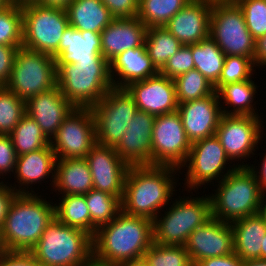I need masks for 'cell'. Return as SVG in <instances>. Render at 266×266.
<instances>
[{
	"label": "cell",
	"instance_id": "cell-12",
	"mask_svg": "<svg viewBox=\"0 0 266 266\" xmlns=\"http://www.w3.org/2000/svg\"><path fill=\"white\" fill-rule=\"evenodd\" d=\"M228 162L230 163V159L215 135L191 143L188 157L182 165L183 168L186 166L188 169H186L185 183H183L185 188L187 186V189H190L188 190L190 193V191L197 190L201 188V185H206V183L208 185V183L212 184L214 180L216 182L221 181L230 172L239 167V162L236 165L233 163V165H228V167L232 166L231 169L229 167L225 171L228 168Z\"/></svg>",
	"mask_w": 266,
	"mask_h": 266
},
{
	"label": "cell",
	"instance_id": "cell-45",
	"mask_svg": "<svg viewBox=\"0 0 266 266\" xmlns=\"http://www.w3.org/2000/svg\"><path fill=\"white\" fill-rule=\"evenodd\" d=\"M140 0H101L114 19L137 17Z\"/></svg>",
	"mask_w": 266,
	"mask_h": 266
},
{
	"label": "cell",
	"instance_id": "cell-11",
	"mask_svg": "<svg viewBox=\"0 0 266 266\" xmlns=\"http://www.w3.org/2000/svg\"><path fill=\"white\" fill-rule=\"evenodd\" d=\"M95 121L97 143L115 147L138 111L134 97L126 88H111L90 108Z\"/></svg>",
	"mask_w": 266,
	"mask_h": 266
},
{
	"label": "cell",
	"instance_id": "cell-55",
	"mask_svg": "<svg viewBox=\"0 0 266 266\" xmlns=\"http://www.w3.org/2000/svg\"><path fill=\"white\" fill-rule=\"evenodd\" d=\"M259 214L263 217L264 221L266 222V201L263 198L260 204Z\"/></svg>",
	"mask_w": 266,
	"mask_h": 266
},
{
	"label": "cell",
	"instance_id": "cell-19",
	"mask_svg": "<svg viewBox=\"0 0 266 266\" xmlns=\"http://www.w3.org/2000/svg\"><path fill=\"white\" fill-rule=\"evenodd\" d=\"M126 89L134 97L138 110L159 116L178 109L174 80L160 73L133 82Z\"/></svg>",
	"mask_w": 266,
	"mask_h": 266
},
{
	"label": "cell",
	"instance_id": "cell-61",
	"mask_svg": "<svg viewBox=\"0 0 266 266\" xmlns=\"http://www.w3.org/2000/svg\"><path fill=\"white\" fill-rule=\"evenodd\" d=\"M207 1H211V2H222V1H229V0H207Z\"/></svg>",
	"mask_w": 266,
	"mask_h": 266
},
{
	"label": "cell",
	"instance_id": "cell-53",
	"mask_svg": "<svg viewBox=\"0 0 266 266\" xmlns=\"http://www.w3.org/2000/svg\"><path fill=\"white\" fill-rule=\"evenodd\" d=\"M117 266H148V264H147L144 256H142L139 258L131 259V260L126 261V262H122V263L118 264Z\"/></svg>",
	"mask_w": 266,
	"mask_h": 266
},
{
	"label": "cell",
	"instance_id": "cell-32",
	"mask_svg": "<svg viewBox=\"0 0 266 266\" xmlns=\"http://www.w3.org/2000/svg\"><path fill=\"white\" fill-rule=\"evenodd\" d=\"M58 199L59 203H54L55 218L64 225L81 229L91 235V216L85 195H62Z\"/></svg>",
	"mask_w": 266,
	"mask_h": 266
},
{
	"label": "cell",
	"instance_id": "cell-20",
	"mask_svg": "<svg viewBox=\"0 0 266 266\" xmlns=\"http://www.w3.org/2000/svg\"><path fill=\"white\" fill-rule=\"evenodd\" d=\"M219 102L218 94L214 91L204 98L179 103L177 111L191 143L215 135L222 117Z\"/></svg>",
	"mask_w": 266,
	"mask_h": 266
},
{
	"label": "cell",
	"instance_id": "cell-17",
	"mask_svg": "<svg viewBox=\"0 0 266 266\" xmlns=\"http://www.w3.org/2000/svg\"><path fill=\"white\" fill-rule=\"evenodd\" d=\"M184 246L193 265L202 259L232 254L234 244L231 224L212 217L190 234Z\"/></svg>",
	"mask_w": 266,
	"mask_h": 266
},
{
	"label": "cell",
	"instance_id": "cell-13",
	"mask_svg": "<svg viewBox=\"0 0 266 266\" xmlns=\"http://www.w3.org/2000/svg\"><path fill=\"white\" fill-rule=\"evenodd\" d=\"M191 149L178 111L155 116L152 134V165L181 170Z\"/></svg>",
	"mask_w": 266,
	"mask_h": 266
},
{
	"label": "cell",
	"instance_id": "cell-46",
	"mask_svg": "<svg viewBox=\"0 0 266 266\" xmlns=\"http://www.w3.org/2000/svg\"><path fill=\"white\" fill-rule=\"evenodd\" d=\"M0 266H40L31 251L5 250Z\"/></svg>",
	"mask_w": 266,
	"mask_h": 266
},
{
	"label": "cell",
	"instance_id": "cell-39",
	"mask_svg": "<svg viewBox=\"0 0 266 266\" xmlns=\"http://www.w3.org/2000/svg\"><path fill=\"white\" fill-rule=\"evenodd\" d=\"M25 113V101L0 86V135H9Z\"/></svg>",
	"mask_w": 266,
	"mask_h": 266
},
{
	"label": "cell",
	"instance_id": "cell-49",
	"mask_svg": "<svg viewBox=\"0 0 266 266\" xmlns=\"http://www.w3.org/2000/svg\"><path fill=\"white\" fill-rule=\"evenodd\" d=\"M194 266H243V260L233 252L222 257L202 259Z\"/></svg>",
	"mask_w": 266,
	"mask_h": 266
},
{
	"label": "cell",
	"instance_id": "cell-29",
	"mask_svg": "<svg viewBox=\"0 0 266 266\" xmlns=\"http://www.w3.org/2000/svg\"><path fill=\"white\" fill-rule=\"evenodd\" d=\"M65 9L69 25L79 31L101 33L114 20L101 0H72Z\"/></svg>",
	"mask_w": 266,
	"mask_h": 266
},
{
	"label": "cell",
	"instance_id": "cell-52",
	"mask_svg": "<svg viewBox=\"0 0 266 266\" xmlns=\"http://www.w3.org/2000/svg\"><path fill=\"white\" fill-rule=\"evenodd\" d=\"M72 0H32V2L44 6L66 7Z\"/></svg>",
	"mask_w": 266,
	"mask_h": 266
},
{
	"label": "cell",
	"instance_id": "cell-28",
	"mask_svg": "<svg viewBox=\"0 0 266 266\" xmlns=\"http://www.w3.org/2000/svg\"><path fill=\"white\" fill-rule=\"evenodd\" d=\"M234 253L243 261L261 259V241L266 234V222L257 213L233 221Z\"/></svg>",
	"mask_w": 266,
	"mask_h": 266
},
{
	"label": "cell",
	"instance_id": "cell-9",
	"mask_svg": "<svg viewBox=\"0 0 266 266\" xmlns=\"http://www.w3.org/2000/svg\"><path fill=\"white\" fill-rule=\"evenodd\" d=\"M209 36L225 56H243L254 62L255 39L249 32L243 11L235 1L213 2Z\"/></svg>",
	"mask_w": 266,
	"mask_h": 266
},
{
	"label": "cell",
	"instance_id": "cell-21",
	"mask_svg": "<svg viewBox=\"0 0 266 266\" xmlns=\"http://www.w3.org/2000/svg\"><path fill=\"white\" fill-rule=\"evenodd\" d=\"M213 2L191 0L164 26L182 45H192L209 37Z\"/></svg>",
	"mask_w": 266,
	"mask_h": 266
},
{
	"label": "cell",
	"instance_id": "cell-51",
	"mask_svg": "<svg viewBox=\"0 0 266 266\" xmlns=\"http://www.w3.org/2000/svg\"><path fill=\"white\" fill-rule=\"evenodd\" d=\"M254 65L255 68L266 66V35L255 40Z\"/></svg>",
	"mask_w": 266,
	"mask_h": 266
},
{
	"label": "cell",
	"instance_id": "cell-57",
	"mask_svg": "<svg viewBox=\"0 0 266 266\" xmlns=\"http://www.w3.org/2000/svg\"><path fill=\"white\" fill-rule=\"evenodd\" d=\"M13 3V0H0V11Z\"/></svg>",
	"mask_w": 266,
	"mask_h": 266
},
{
	"label": "cell",
	"instance_id": "cell-10",
	"mask_svg": "<svg viewBox=\"0 0 266 266\" xmlns=\"http://www.w3.org/2000/svg\"><path fill=\"white\" fill-rule=\"evenodd\" d=\"M57 85L53 56L19 48L15 54L10 79L5 87L25 102Z\"/></svg>",
	"mask_w": 266,
	"mask_h": 266
},
{
	"label": "cell",
	"instance_id": "cell-4",
	"mask_svg": "<svg viewBox=\"0 0 266 266\" xmlns=\"http://www.w3.org/2000/svg\"><path fill=\"white\" fill-rule=\"evenodd\" d=\"M30 251L40 266H84L93 259L92 236L54 218Z\"/></svg>",
	"mask_w": 266,
	"mask_h": 266
},
{
	"label": "cell",
	"instance_id": "cell-34",
	"mask_svg": "<svg viewBox=\"0 0 266 266\" xmlns=\"http://www.w3.org/2000/svg\"><path fill=\"white\" fill-rule=\"evenodd\" d=\"M17 156L50 145V140L44 135L36 121L25 113L14 130L9 134Z\"/></svg>",
	"mask_w": 266,
	"mask_h": 266
},
{
	"label": "cell",
	"instance_id": "cell-3",
	"mask_svg": "<svg viewBox=\"0 0 266 266\" xmlns=\"http://www.w3.org/2000/svg\"><path fill=\"white\" fill-rule=\"evenodd\" d=\"M37 194H17L11 202L1 228L5 250L30 251L55 218L54 202Z\"/></svg>",
	"mask_w": 266,
	"mask_h": 266
},
{
	"label": "cell",
	"instance_id": "cell-58",
	"mask_svg": "<svg viewBox=\"0 0 266 266\" xmlns=\"http://www.w3.org/2000/svg\"><path fill=\"white\" fill-rule=\"evenodd\" d=\"M84 266H112V265L99 263V262L95 261L94 259H92L89 263H87Z\"/></svg>",
	"mask_w": 266,
	"mask_h": 266
},
{
	"label": "cell",
	"instance_id": "cell-54",
	"mask_svg": "<svg viewBox=\"0 0 266 266\" xmlns=\"http://www.w3.org/2000/svg\"><path fill=\"white\" fill-rule=\"evenodd\" d=\"M243 266H266V260L251 259L243 261Z\"/></svg>",
	"mask_w": 266,
	"mask_h": 266
},
{
	"label": "cell",
	"instance_id": "cell-24",
	"mask_svg": "<svg viewBox=\"0 0 266 266\" xmlns=\"http://www.w3.org/2000/svg\"><path fill=\"white\" fill-rule=\"evenodd\" d=\"M147 29L137 17L114 19L100 33L102 56L110 62L123 51L144 45Z\"/></svg>",
	"mask_w": 266,
	"mask_h": 266
},
{
	"label": "cell",
	"instance_id": "cell-47",
	"mask_svg": "<svg viewBox=\"0 0 266 266\" xmlns=\"http://www.w3.org/2000/svg\"><path fill=\"white\" fill-rule=\"evenodd\" d=\"M18 46L0 45V86H5L11 76Z\"/></svg>",
	"mask_w": 266,
	"mask_h": 266
},
{
	"label": "cell",
	"instance_id": "cell-30",
	"mask_svg": "<svg viewBox=\"0 0 266 266\" xmlns=\"http://www.w3.org/2000/svg\"><path fill=\"white\" fill-rule=\"evenodd\" d=\"M258 86L251 79L245 80L242 82L230 83L227 85L221 86L216 92L221 103L222 114L225 115H247V116H256L260 117L258 109H256V102L254 98L257 93ZM229 105V106H228ZM233 106V107H232ZM225 107V108H224ZM228 107V109H227ZM229 110V108H231ZM255 108V109H254ZM256 110V111H255ZM257 112V113H256Z\"/></svg>",
	"mask_w": 266,
	"mask_h": 266
},
{
	"label": "cell",
	"instance_id": "cell-18",
	"mask_svg": "<svg viewBox=\"0 0 266 266\" xmlns=\"http://www.w3.org/2000/svg\"><path fill=\"white\" fill-rule=\"evenodd\" d=\"M155 116L138 110L114 147L129 166L152 165V134Z\"/></svg>",
	"mask_w": 266,
	"mask_h": 266
},
{
	"label": "cell",
	"instance_id": "cell-1",
	"mask_svg": "<svg viewBox=\"0 0 266 266\" xmlns=\"http://www.w3.org/2000/svg\"><path fill=\"white\" fill-rule=\"evenodd\" d=\"M177 172L181 173L178 168L171 166H130L125 179L121 210L153 221L173 199L179 177Z\"/></svg>",
	"mask_w": 266,
	"mask_h": 266
},
{
	"label": "cell",
	"instance_id": "cell-25",
	"mask_svg": "<svg viewBox=\"0 0 266 266\" xmlns=\"http://www.w3.org/2000/svg\"><path fill=\"white\" fill-rule=\"evenodd\" d=\"M56 64H75L85 60H106L101 53V35L93 31H79L68 25L58 50L52 55Z\"/></svg>",
	"mask_w": 266,
	"mask_h": 266
},
{
	"label": "cell",
	"instance_id": "cell-23",
	"mask_svg": "<svg viewBox=\"0 0 266 266\" xmlns=\"http://www.w3.org/2000/svg\"><path fill=\"white\" fill-rule=\"evenodd\" d=\"M55 163L56 156L52 150L51 144L39 150L17 156L14 178L17 179L16 182L19 185H8L18 194H35L33 191L34 188L32 189L28 186L32 187V184L42 183V180L44 181L52 175L50 178L52 179L50 180V182L52 181L50 185L52 184L51 186L53 187L55 181ZM30 189L31 191H29Z\"/></svg>",
	"mask_w": 266,
	"mask_h": 266
},
{
	"label": "cell",
	"instance_id": "cell-44",
	"mask_svg": "<svg viewBox=\"0 0 266 266\" xmlns=\"http://www.w3.org/2000/svg\"><path fill=\"white\" fill-rule=\"evenodd\" d=\"M16 161L17 154L10 135H0V179L5 175L14 174Z\"/></svg>",
	"mask_w": 266,
	"mask_h": 266
},
{
	"label": "cell",
	"instance_id": "cell-43",
	"mask_svg": "<svg viewBox=\"0 0 266 266\" xmlns=\"http://www.w3.org/2000/svg\"><path fill=\"white\" fill-rule=\"evenodd\" d=\"M192 69H194V60L190 45H182L178 52L168 59L159 73L170 79H175Z\"/></svg>",
	"mask_w": 266,
	"mask_h": 266
},
{
	"label": "cell",
	"instance_id": "cell-48",
	"mask_svg": "<svg viewBox=\"0 0 266 266\" xmlns=\"http://www.w3.org/2000/svg\"><path fill=\"white\" fill-rule=\"evenodd\" d=\"M4 182H0V229L5 222L11 202L18 194L10 185H7L8 182Z\"/></svg>",
	"mask_w": 266,
	"mask_h": 266
},
{
	"label": "cell",
	"instance_id": "cell-35",
	"mask_svg": "<svg viewBox=\"0 0 266 266\" xmlns=\"http://www.w3.org/2000/svg\"><path fill=\"white\" fill-rule=\"evenodd\" d=\"M85 199L91 216V236L93 237L98 227L110 223L121 211V199L95 189L86 193Z\"/></svg>",
	"mask_w": 266,
	"mask_h": 266
},
{
	"label": "cell",
	"instance_id": "cell-5",
	"mask_svg": "<svg viewBox=\"0 0 266 266\" xmlns=\"http://www.w3.org/2000/svg\"><path fill=\"white\" fill-rule=\"evenodd\" d=\"M57 85L75 108L94 107L113 88L107 60L56 64Z\"/></svg>",
	"mask_w": 266,
	"mask_h": 266
},
{
	"label": "cell",
	"instance_id": "cell-56",
	"mask_svg": "<svg viewBox=\"0 0 266 266\" xmlns=\"http://www.w3.org/2000/svg\"><path fill=\"white\" fill-rule=\"evenodd\" d=\"M261 243V260H266V234L264 235Z\"/></svg>",
	"mask_w": 266,
	"mask_h": 266
},
{
	"label": "cell",
	"instance_id": "cell-7",
	"mask_svg": "<svg viewBox=\"0 0 266 266\" xmlns=\"http://www.w3.org/2000/svg\"><path fill=\"white\" fill-rule=\"evenodd\" d=\"M204 196H179L171 200L167 212L158 214L153 220V242L184 246L190 234L212 218L210 196Z\"/></svg>",
	"mask_w": 266,
	"mask_h": 266
},
{
	"label": "cell",
	"instance_id": "cell-14",
	"mask_svg": "<svg viewBox=\"0 0 266 266\" xmlns=\"http://www.w3.org/2000/svg\"><path fill=\"white\" fill-rule=\"evenodd\" d=\"M97 143L90 108H74L64 119L50 144L58 159H85Z\"/></svg>",
	"mask_w": 266,
	"mask_h": 266
},
{
	"label": "cell",
	"instance_id": "cell-38",
	"mask_svg": "<svg viewBox=\"0 0 266 266\" xmlns=\"http://www.w3.org/2000/svg\"><path fill=\"white\" fill-rule=\"evenodd\" d=\"M22 43V6L20 3L13 2L0 11V45L22 48Z\"/></svg>",
	"mask_w": 266,
	"mask_h": 266
},
{
	"label": "cell",
	"instance_id": "cell-15",
	"mask_svg": "<svg viewBox=\"0 0 266 266\" xmlns=\"http://www.w3.org/2000/svg\"><path fill=\"white\" fill-rule=\"evenodd\" d=\"M262 123L261 117L222 114L215 136L231 163L233 160L245 162L251 155H256L254 152L264 134Z\"/></svg>",
	"mask_w": 266,
	"mask_h": 266
},
{
	"label": "cell",
	"instance_id": "cell-50",
	"mask_svg": "<svg viewBox=\"0 0 266 266\" xmlns=\"http://www.w3.org/2000/svg\"><path fill=\"white\" fill-rule=\"evenodd\" d=\"M265 156H262L263 159H260L261 165L254 166L251 164V166L247 163H240L239 167H248V169L254 174L256 181L259 183L260 189L262 192L266 189V153ZM256 167V168H255ZM258 167V168H257Z\"/></svg>",
	"mask_w": 266,
	"mask_h": 266
},
{
	"label": "cell",
	"instance_id": "cell-31",
	"mask_svg": "<svg viewBox=\"0 0 266 266\" xmlns=\"http://www.w3.org/2000/svg\"><path fill=\"white\" fill-rule=\"evenodd\" d=\"M190 48L194 69L203 74L209 83L215 86L224 66L225 54L210 36L190 45Z\"/></svg>",
	"mask_w": 266,
	"mask_h": 266
},
{
	"label": "cell",
	"instance_id": "cell-40",
	"mask_svg": "<svg viewBox=\"0 0 266 266\" xmlns=\"http://www.w3.org/2000/svg\"><path fill=\"white\" fill-rule=\"evenodd\" d=\"M148 266H194L185 246L152 243L144 254Z\"/></svg>",
	"mask_w": 266,
	"mask_h": 266
},
{
	"label": "cell",
	"instance_id": "cell-59",
	"mask_svg": "<svg viewBox=\"0 0 266 266\" xmlns=\"http://www.w3.org/2000/svg\"><path fill=\"white\" fill-rule=\"evenodd\" d=\"M5 252V248L2 242V238H1V229H0V257L3 255V253Z\"/></svg>",
	"mask_w": 266,
	"mask_h": 266
},
{
	"label": "cell",
	"instance_id": "cell-16",
	"mask_svg": "<svg viewBox=\"0 0 266 266\" xmlns=\"http://www.w3.org/2000/svg\"><path fill=\"white\" fill-rule=\"evenodd\" d=\"M85 160L91 170L93 189L122 199L130 166L121 159L114 147L96 143Z\"/></svg>",
	"mask_w": 266,
	"mask_h": 266
},
{
	"label": "cell",
	"instance_id": "cell-22",
	"mask_svg": "<svg viewBox=\"0 0 266 266\" xmlns=\"http://www.w3.org/2000/svg\"><path fill=\"white\" fill-rule=\"evenodd\" d=\"M25 108L26 113L36 121L44 135L51 141L64 119L75 107L56 85L28 99Z\"/></svg>",
	"mask_w": 266,
	"mask_h": 266
},
{
	"label": "cell",
	"instance_id": "cell-37",
	"mask_svg": "<svg viewBox=\"0 0 266 266\" xmlns=\"http://www.w3.org/2000/svg\"><path fill=\"white\" fill-rule=\"evenodd\" d=\"M173 80L178 104L204 98L215 91L214 86L196 69L189 70Z\"/></svg>",
	"mask_w": 266,
	"mask_h": 266
},
{
	"label": "cell",
	"instance_id": "cell-6",
	"mask_svg": "<svg viewBox=\"0 0 266 266\" xmlns=\"http://www.w3.org/2000/svg\"><path fill=\"white\" fill-rule=\"evenodd\" d=\"M210 194L212 217L232 223L259 213L263 192L248 167H237Z\"/></svg>",
	"mask_w": 266,
	"mask_h": 266
},
{
	"label": "cell",
	"instance_id": "cell-42",
	"mask_svg": "<svg viewBox=\"0 0 266 266\" xmlns=\"http://www.w3.org/2000/svg\"><path fill=\"white\" fill-rule=\"evenodd\" d=\"M243 11L246 26L252 37L266 35V0H235Z\"/></svg>",
	"mask_w": 266,
	"mask_h": 266
},
{
	"label": "cell",
	"instance_id": "cell-26",
	"mask_svg": "<svg viewBox=\"0 0 266 266\" xmlns=\"http://www.w3.org/2000/svg\"><path fill=\"white\" fill-rule=\"evenodd\" d=\"M109 64L110 75L115 88H126L133 82L145 80L159 73L147 54L145 44L123 51Z\"/></svg>",
	"mask_w": 266,
	"mask_h": 266
},
{
	"label": "cell",
	"instance_id": "cell-62",
	"mask_svg": "<svg viewBox=\"0 0 266 266\" xmlns=\"http://www.w3.org/2000/svg\"><path fill=\"white\" fill-rule=\"evenodd\" d=\"M263 199L266 201V189L263 191Z\"/></svg>",
	"mask_w": 266,
	"mask_h": 266
},
{
	"label": "cell",
	"instance_id": "cell-27",
	"mask_svg": "<svg viewBox=\"0 0 266 266\" xmlns=\"http://www.w3.org/2000/svg\"><path fill=\"white\" fill-rule=\"evenodd\" d=\"M53 191L61 195H85L93 189L91 170L85 159H58Z\"/></svg>",
	"mask_w": 266,
	"mask_h": 266
},
{
	"label": "cell",
	"instance_id": "cell-8",
	"mask_svg": "<svg viewBox=\"0 0 266 266\" xmlns=\"http://www.w3.org/2000/svg\"><path fill=\"white\" fill-rule=\"evenodd\" d=\"M23 43L31 51L53 55L69 25L64 7L44 6L32 1L21 4Z\"/></svg>",
	"mask_w": 266,
	"mask_h": 266
},
{
	"label": "cell",
	"instance_id": "cell-33",
	"mask_svg": "<svg viewBox=\"0 0 266 266\" xmlns=\"http://www.w3.org/2000/svg\"><path fill=\"white\" fill-rule=\"evenodd\" d=\"M182 43L164 27L147 29L145 47L153 65L160 71L168 59L178 52Z\"/></svg>",
	"mask_w": 266,
	"mask_h": 266
},
{
	"label": "cell",
	"instance_id": "cell-2",
	"mask_svg": "<svg viewBox=\"0 0 266 266\" xmlns=\"http://www.w3.org/2000/svg\"><path fill=\"white\" fill-rule=\"evenodd\" d=\"M92 242L95 261L117 266L144 256L153 243V221L121 210L110 223L97 228Z\"/></svg>",
	"mask_w": 266,
	"mask_h": 266
},
{
	"label": "cell",
	"instance_id": "cell-36",
	"mask_svg": "<svg viewBox=\"0 0 266 266\" xmlns=\"http://www.w3.org/2000/svg\"><path fill=\"white\" fill-rule=\"evenodd\" d=\"M191 0H140L137 18L147 28L164 27Z\"/></svg>",
	"mask_w": 266,
	"mask_h": 266
},
{
	"label": "cell",
	"instance_id": "cell-41",
	"mask_svg": "<svg viewBox=\"0 0 266 266\" xmlns=\"http://www.w3.org/2000/svg\"><path fill=\"white\" fill-rule=\"evenodd\" d=\"M255 65L251 58L243 56H225L224 66L218 83L214 86L217 91L221 86L249 80L255 73ZM254 72V73H253Z\"/></svg>",
	"mask_w": 266,
	"mask_h": 266
},
{
	"label": "cell",
	"instance_id": "cell-60",
	"mask_svg": "<svg viewBox=\"0 0 266 266\" xmlns=\"http://www.w3.org/2000/svg\"><path fill=\"white\" fill-rule=\"evenodd\" d=\"M29 1H32V0H13V2L20 3V4L29 2Z\"/></svg>",
	"mask_w": 266,
	"mask_h": 266
}]
</instances>
